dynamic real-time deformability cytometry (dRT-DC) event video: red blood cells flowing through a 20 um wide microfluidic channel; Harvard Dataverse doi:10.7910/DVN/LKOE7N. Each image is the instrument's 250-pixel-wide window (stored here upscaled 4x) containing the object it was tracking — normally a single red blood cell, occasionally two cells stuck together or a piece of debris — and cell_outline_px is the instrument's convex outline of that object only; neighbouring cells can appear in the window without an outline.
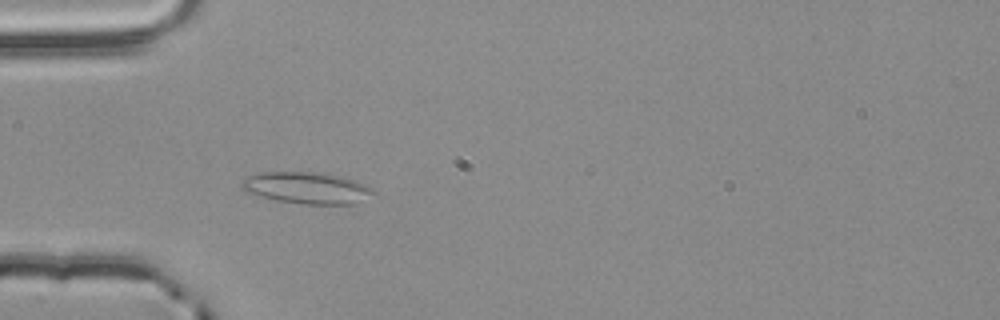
{"species": "common noctule bat (a hibernating species)", "species_latin": "Nyctalus noctula", "temperature_condition": "room temperature", "stored_images_in_passage": 44, "camera_frame_rate_fps": 3000, "um_per_image_px": 0.085, "animal": {"sex": "male", "body_mass_g": 20.4}, "frame": {"image": 1, "passage_image": 14, "time_ms": 4.333, "image_size_px": [1000, 320], "cell_outline_px": [[376, 192], [356, 204], [300, 204], [276, 200], [244, 192], [240, 188], [240, 180], [248, 176], [260, 172], [328, 172], [344, 176], [356, 180], [372, 188]], "centroid_in_image_um": [26.06, 15.96], "position_along_channel_um": 58.9, "area_um2": 24.8}}
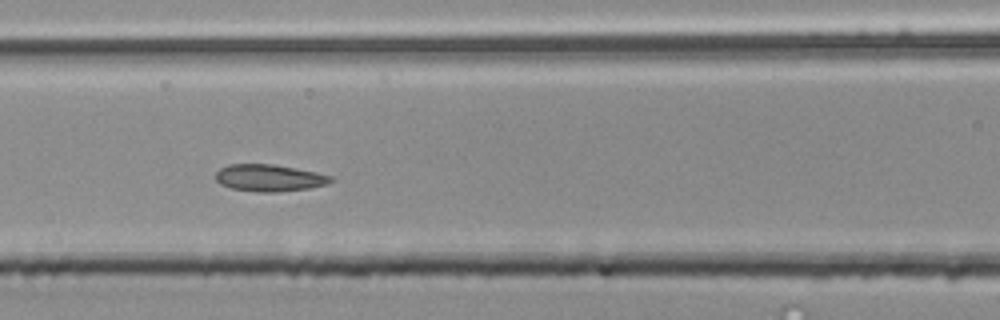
{"frame": {"image": 2, "passage_image": 21, "time_ms": 6.667, "image_size_px": [1000, 320], "cell_outline_px": [[336, 180], [328, 184], [308, 188], [276, 192], [260, 192], [232, 188], [220, 184], [216, 180], [216, 172], [220, 168], [228, 164], [272, 164], [296, 168], [316, 172], [332, 176]], "centroid_in_image_um": [22.91, 15.11], "position_along_channel_um": 143.7, "area_um2": 18.09}}
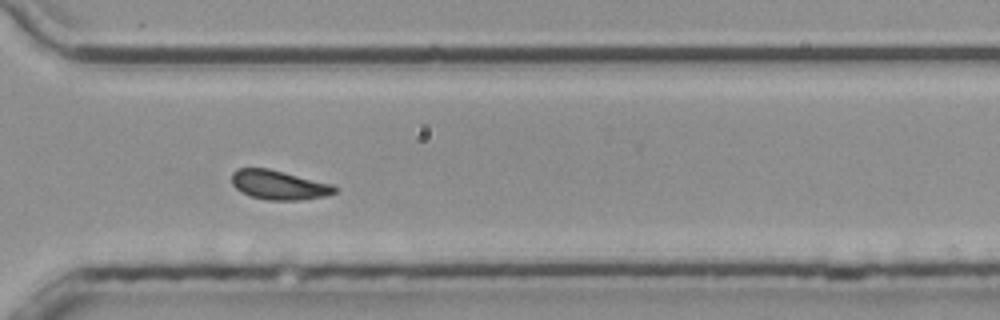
{"frame": {"image": 3, "passage_image": 37, "time_ms": 12.0, "image_size_px": [1000, 320], "cell_outline_px": [[340, 188], [336, 192], [328, 196], [300, 200], [268, 200], [252, 196], [236, 188], [232, 184], [232, 172], [236, 168], [268, 168], [332, 184]], "centroid_in_image_um": [23.74, 15.72], "position_along_channel_um": 346.9, "area_um2": 17.57}, "authors_computed_cell_mechanics": {"area_um2": 18.0047, "velocity_mm_per_s": 3.823, "shape_relaxation_time_tau1_ms": 3.6306, "shape_relaxation_time_tau2_ms": 1.7203, "deformation_change_tau1": 0.0913, "deformation_change_tau2": 0.087}}